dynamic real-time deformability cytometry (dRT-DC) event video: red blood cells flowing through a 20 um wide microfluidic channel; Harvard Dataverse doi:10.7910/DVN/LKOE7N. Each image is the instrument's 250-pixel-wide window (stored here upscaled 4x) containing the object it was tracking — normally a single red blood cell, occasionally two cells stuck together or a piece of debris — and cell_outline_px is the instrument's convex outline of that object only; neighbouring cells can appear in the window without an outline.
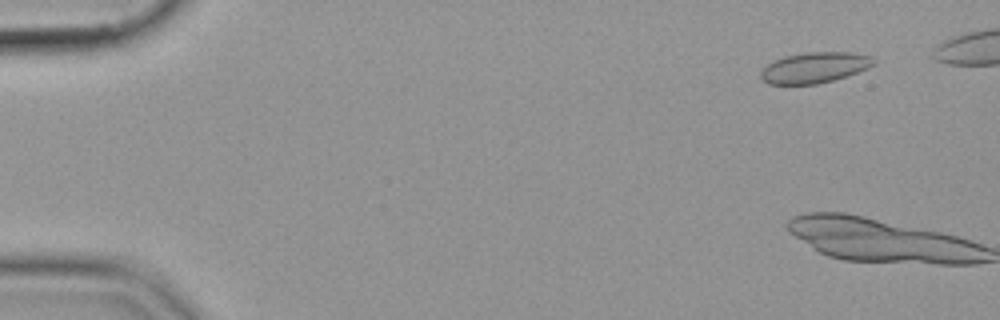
{"species": "common noctule bat (a hibernating species)", "species_latin": "Nyctalus noctula", "temperature_condition": "cold", "stored_images_in_passage": 6, "camera_frame_rate_fps": 3000, "um_per_image_px": 0.085, "animal": {"sex": "female", "body_mass_g": 19.9}, "frame": {"image": 1, "passage_image": 5, "time_ms": 1.333, "image_size_px": [1000, 320], "cell_outline_px": [[876, 64], [868, 68], [832, 80], [816, 84], [768, 84], [760, 76], [760, 72], [772, 60], [784, 56], [808, 52], [852, 52], [872, 56], [876, 60]], "centroid_in_image_um": [69.25, 5.73], "position_along_channel_um": 15.8, "area_um2": 20.17}}